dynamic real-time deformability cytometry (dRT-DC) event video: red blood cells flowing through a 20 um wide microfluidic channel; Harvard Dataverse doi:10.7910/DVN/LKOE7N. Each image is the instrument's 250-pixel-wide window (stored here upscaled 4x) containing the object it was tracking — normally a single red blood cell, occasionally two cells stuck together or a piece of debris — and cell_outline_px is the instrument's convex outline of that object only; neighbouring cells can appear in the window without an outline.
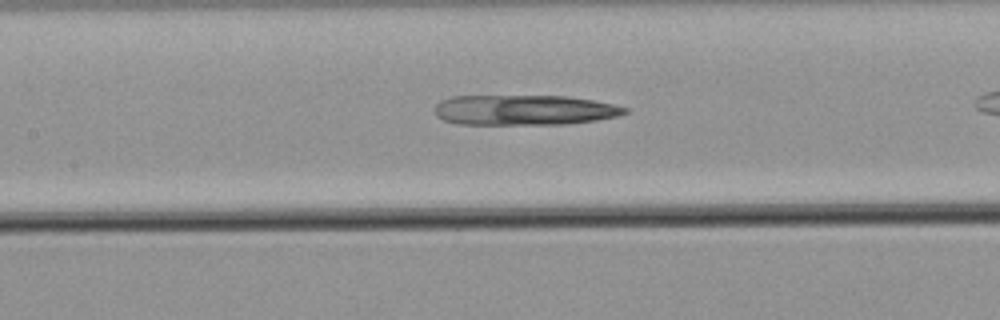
{"species": "common noctule bat (a hibernating species)", "species_latin": "Nyctalus noctula", "temperature_condition": "warm", "stored_images_in_passage": 25, "camera_frame_rate_fps": 3000, "um_per_image_px": 0.085, "animal": {"sex": "male", "body_mass_g": 21.5, "forearm_length_mm": 52.0}, "frame": {"image": 1, "passage_image": 8, "time_ms": 2.333, "image_size_px": [1000, 320], "cell_outline_px": [[628, 112], [616, 116], [596, 120], [564, 124], [460, 124], [444, 120], [436, 116], [436, 104], [440, 100], [452, 96], [568, 96], [592, 100], [612, 104], [628, 108]], "centroid_in_image_um": [44.54, 9.35], "position_along_channel_um": 162.9, "area_um2": 33.35}}
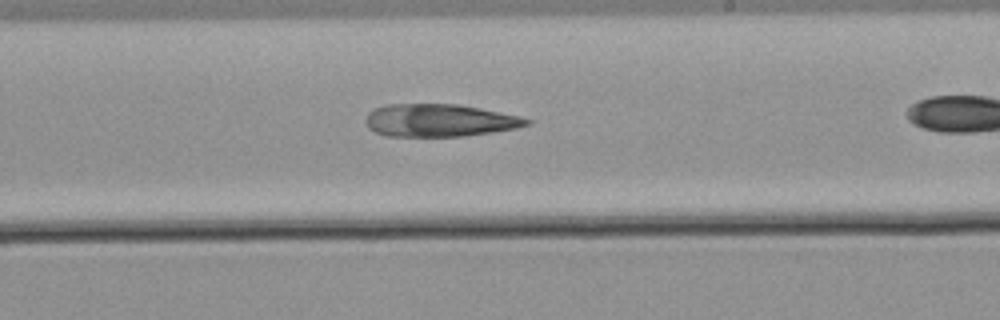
{"frame": {"image": 2, "passage_image": 15, "time_ms": 4.667, "image_size_px": [1000, 320], "cell_outline_px": [[532, 124], [516, 128], [492, 132], [464, 136], [388, 136], [376, 132], [368, 128], [368, 112], [376, 108], [388, 104], [456, 104], [480, 108], [516, 116], [532, 120]], "centroid_in_image_um": [37.37, 10.23], "position_along_channel_um": 251.6, "area_um2": 30.23}}
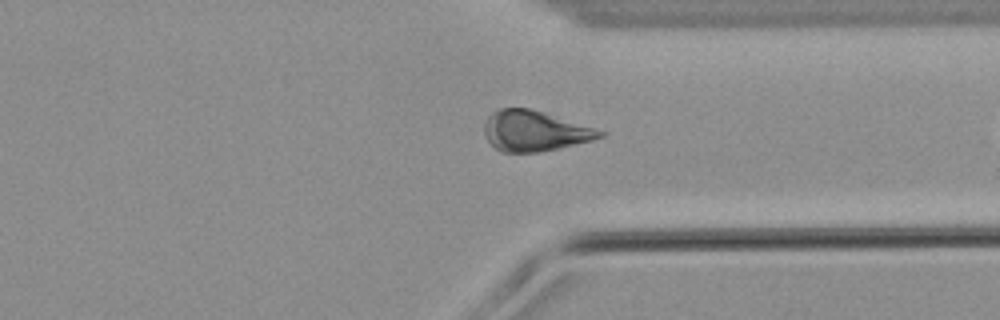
{"frame": {"image": 3, "passage_image": 24, "time_ms": 7.667, "image_size_px": [1000, 320], "cell_outline_px": [[604, 136], [592, 140], [540, 152], [500, 152], [484, 136], [484, 120], [492, 112], [500, 108], [528, 108], [544, 112], [604, 132]], "centroid_in_image_um": [45.36, 11.13], "position_along_channel_um": 366.0, "area_um2": 26.88}}